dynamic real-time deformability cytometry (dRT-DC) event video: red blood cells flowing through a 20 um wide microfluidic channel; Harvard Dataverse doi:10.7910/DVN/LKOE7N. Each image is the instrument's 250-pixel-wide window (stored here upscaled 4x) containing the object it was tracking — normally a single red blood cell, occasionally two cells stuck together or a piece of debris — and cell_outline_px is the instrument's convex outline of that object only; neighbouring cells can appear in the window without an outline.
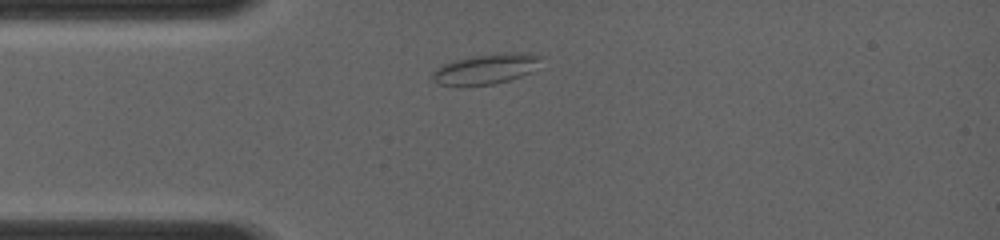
{"species": "common noctule bat (a hibernating species)", "species_latin": "Nyctalus noctula", "temperature_condition": "room temperature", "stored_images_in_passage": 23, "camera_frame_rate_fps": 4000, "um_per_image_px": 0.085, "animal": {"sex": "female", "body_mass_g": 19.0, "forearm_length_mm": 56.7}, "frame": {"image": 1, "passage_image": 1, "time_ms": 0.0, "image_size_px": [1000, 240], "cell_outline_px": [[544, 56], [532, 72], [508, 80], [492, 84], [460, 88], [440, 84], [432, 80], [432, 72], [436, 68], [444, 64], [456, 60], [472, 56], [500, 52]], "centroid_in_image_um": [41.23, 5.9], "position_along_channel_um": 43.8, "area_um2": 19.25}}
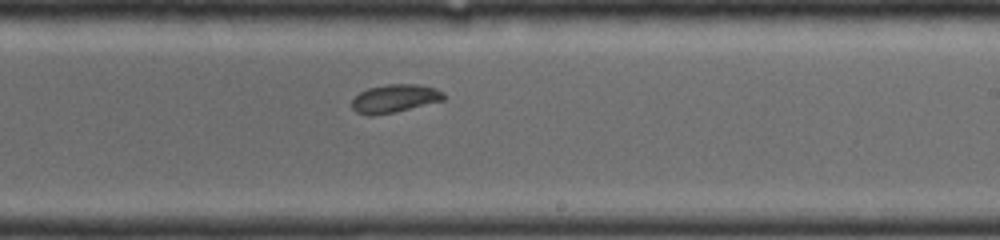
{"frame": {"image": 2, "passage_image": 13, "time_ms": 5.0, "image_size_px": [1000, 240], "cell_outline_px": [[444, 100], [396, 112], [372, 116], [368, 116], [356, 112], [352, 108], [352, 100], [360, 92], [368, 88], [388, 84], [420, 84], [436, 88], [444, 92]], "centroid_in_image_um": [33.55, 8.37], "position_along_channel_um": 255.4, "area_um2": 15.2}}
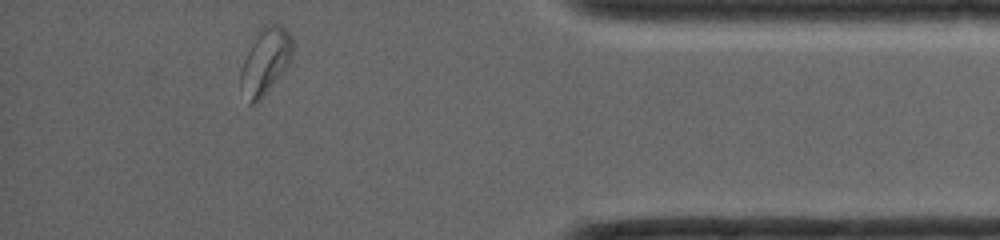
{"frame": {"image": 3, "passage_image": 23, "time_ms": 9.0, "image_size_px": [1000, 240], "cell_outline_px": [[292, 56], [288, 64], [260, 100], [256, 104], [248, 104], [240, 84], [240, 72], [244, 60], [260, 28], [264, 24], [272, 24], [284, 28], [292, 36]], "centroid_in_image_um": [22.54, 5.22], "position_along_channel_um": 412.7, "area_um2": 19.48}}